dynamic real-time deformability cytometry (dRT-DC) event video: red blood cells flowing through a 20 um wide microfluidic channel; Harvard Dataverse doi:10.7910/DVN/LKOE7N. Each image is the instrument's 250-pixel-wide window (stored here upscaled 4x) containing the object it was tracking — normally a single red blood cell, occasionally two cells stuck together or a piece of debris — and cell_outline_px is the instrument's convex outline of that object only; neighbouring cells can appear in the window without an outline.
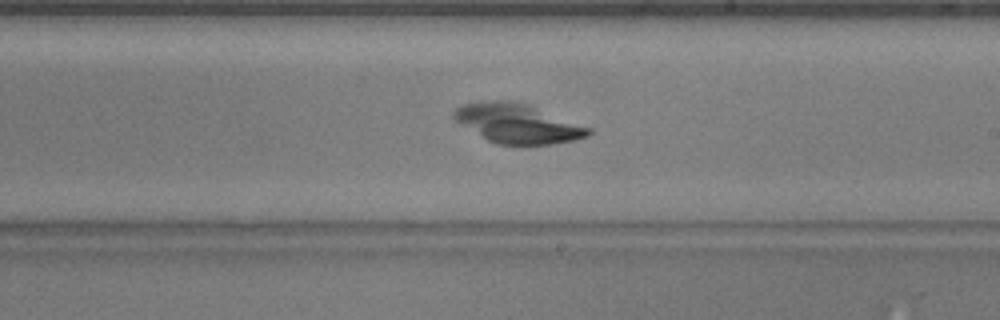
{"species": "common noctule bat (a hibernating species)", "species_latin": "Nyctalus noctula", "temperature_condition": "warm", "stored_images_in_passage": 41, "camera_frame_rate_fps": 3000, "um_per_image_px": 0.085, "animal": {"sex": "male", "body_mass_g": 20.5, "forearm_length_mm": 52.5}, "frame": {"image": 1, "passage_image": 20, "time_ms": 6.333, "image_size_px": [1000, 320], "cell_outline_px": [[592, 132], [588, 136], [572, 140], [552, 144], [496, 144], [488, 140], [452, 120], [452, 112], [456, 108], [464, 104], [480, 100], [516, 100], [528, 104], [592, 128]], "centroid_in_image_um": [43.95, 10.47], "position_along_channel_um": 245.0, "area_um2": 31.04}}
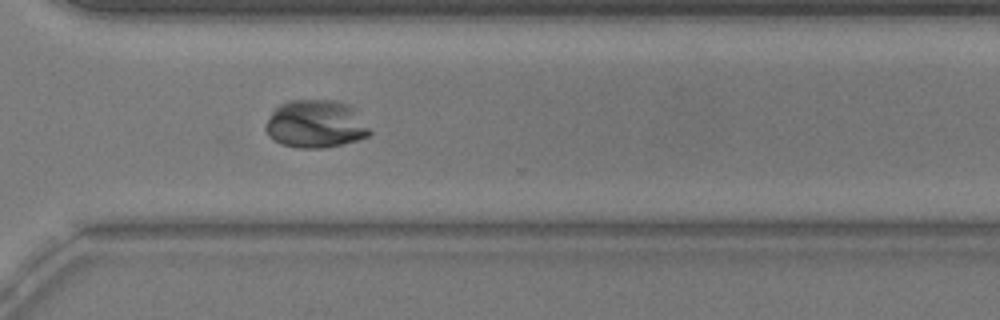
{"frame": {"image": 2, "passage_image": 28, "time_ms": 9.0, "image_size_px": [1000, 320], "cell_outline_px": [[372, 132], [368, 136], [356, 140], [324, 148], [300, 148], [280, 144], [272, 140], [268, 136], [264, 128], [264, 124], [272, 112], [280, 104], [288, 100], [336, 100], [348, 104], [352, 108]], "centroid_in_image_um": [26.77, 10.55], "position_along_channel_um": 343.8, "area_um2": 29.02}}
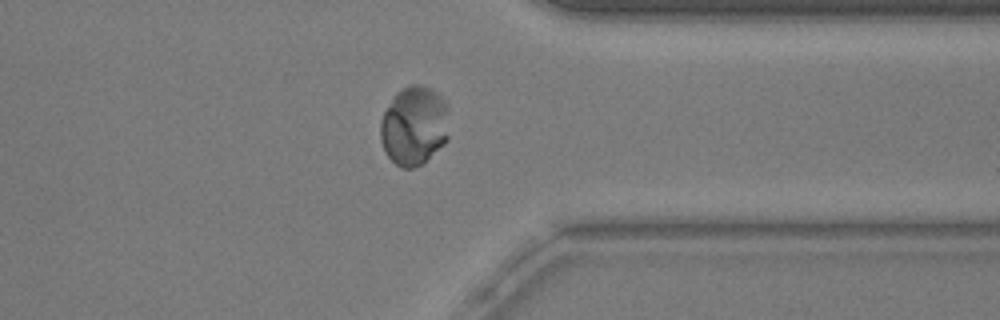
{"frame": {"image": 3, "passage_image": 31, "time_ms": 10.0, "image_size_px": [1000, 320], "cell_outline_px": [[448, 140], [424, 164], [412, 168], [400, 168], [388, 156], [380, 140], [380, 120], [384, 112], [396, 92], [408, 84], [420, 84], [432, 88], [444, 100], [448, 108]], "centroid_in_image_um": [35.21, 10.69], "position_along_channel_um": 376.2, "area_um2": 32.19}}